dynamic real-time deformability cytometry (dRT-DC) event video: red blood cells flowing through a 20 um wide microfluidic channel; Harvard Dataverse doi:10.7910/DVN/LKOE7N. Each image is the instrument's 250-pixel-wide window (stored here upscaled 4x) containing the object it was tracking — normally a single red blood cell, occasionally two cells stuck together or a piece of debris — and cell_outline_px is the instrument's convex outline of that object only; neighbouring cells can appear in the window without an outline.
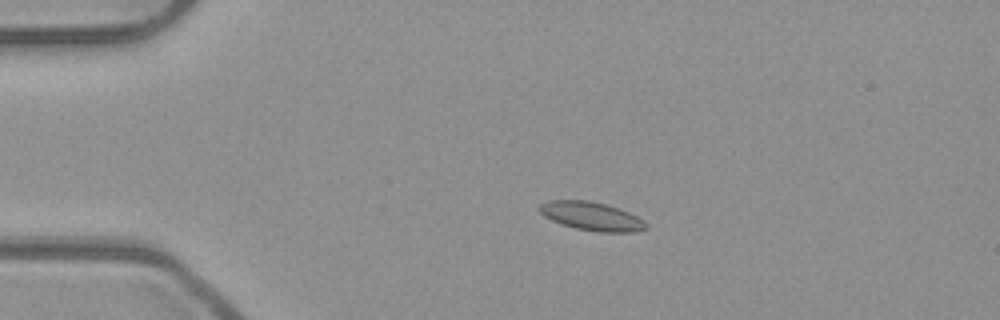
{"species": "common noctule bat (a hibernating species)", "species_latin": "Nyctalus noctula", "temperature_condition": "room temperature", "stored_images_in_passage": 54, "camera_frame_rate_fps": 3000, "um_per_image_px": 0.085, "animal": {"sex": "male", "body_mass_g": 23.1, "forearm_length_mm": 52.7}, "frame": {"image": 1, "passage_image": 12, "time_ms": 3.667, "image_size_px": [1000, 320], "cell_outline_px": [[648, 228], [636, 232], [600, 232], [576, 228], [552, 220], [544, 216], [540, 212], [540, 204], [548, 200], [588, 200], [604, 204], [628, 212], [644, 220], [648, 224]], "centroid_in_image_um": [50.31, 18.38], "position_along_channel_um": 34.7, "area_um2": 17.51}}
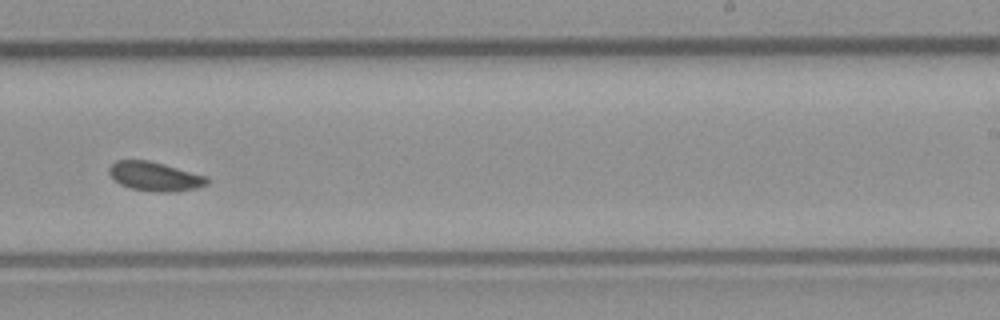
{"frame": {"image": 2, "passage_image": 34, "time_ms": 11.0, "image_size_px": [1000, 320], "cell_outline_px": [[208, 184], [196, 188], [176, 192], [160, 192], [132, 188], [120, 184], [108, 172], [108, 168], [116, 160], [148, 160], [164, 164], [208, 176]], "centroid_in_image_um": [13.19, 14.99], "position_along_channel_um": 275.8, "area_um2": 16.53}}
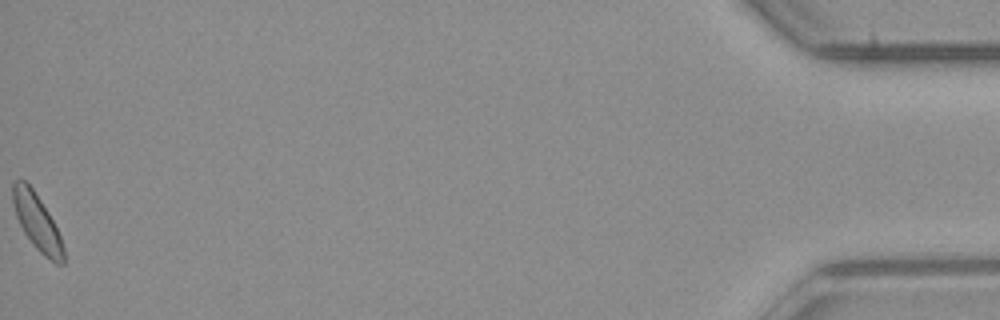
{"frame": {"image": 3, "passage_image": 54, "time_ms": 17.667, "image_size_px": [1000, 320], "cell_outline_px": [[64, 264], [56, 264], [44, 256], [36, 248], [24, 232], [16, 216], [12, 200], [12, 184], [16, 180], [24, 180], [32, 188], [48, 212], [60, 236], [64, 248]], "centroid_in_image_um": [3.14, 18.89], "position_along_channel_um": 432.1, "area_um2": 16.3}}